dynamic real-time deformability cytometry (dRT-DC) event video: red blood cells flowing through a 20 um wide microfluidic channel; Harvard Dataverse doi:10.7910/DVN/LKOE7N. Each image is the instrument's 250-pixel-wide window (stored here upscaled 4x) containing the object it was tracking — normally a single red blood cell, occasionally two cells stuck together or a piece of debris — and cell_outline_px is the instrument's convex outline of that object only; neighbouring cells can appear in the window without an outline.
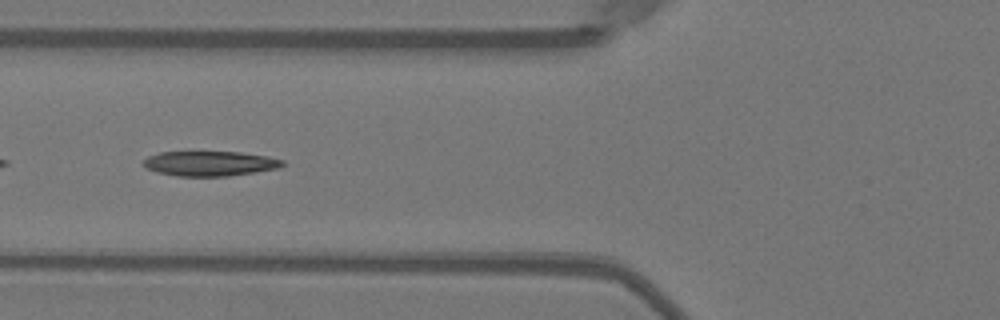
{"species": "Egyptian fruit bat (a non-hibernating species)", "species_latin": "Rousettus aegyptiacus", "temperature_condition": "warm", "stored_images_in_passage": 47, "camera_frame_rate_fps": 3000, "um_per_image_px": 0.085, "animal": {"sex": "female"}, "frame": {"image": 1, "passage_image": 16, "time_ms": 5.0, "image_size_px": [1000, 320], "cell_outline_px": [[284, 164], [280, 168], [228, 176], [176, 176], [156, 172], [144, 168], [144, 160], [148, 156], [160, 152], [240, 152], [268, 156], [284, 160]], "centroid_in_image_um": [17.84, 13.9], "position_along_channel_um": 108.0, "area_um2": 20.23}}
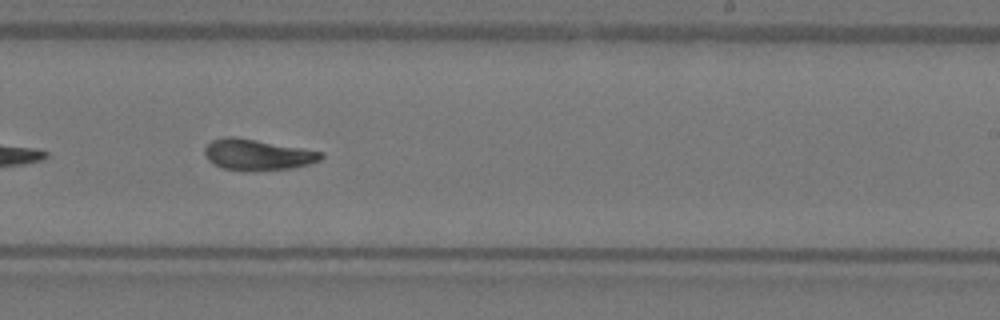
{"frame": {"image": 2, "passage_image": 28, "time_ms": 9.0, "image_size_px": [1000, 320], "cell_outline_px": [[324, 156], [320, 160], [308, 164], [292, 168], [256, 172], [244, 172], [224, 168], [212, 164], [208, 160], [204, 152], [204, 148], [212, 140], [224, 136], [236, 136], [324, 152]], "centroid_in_image_um": [21.86, 13.16], "position_along_channel_um": 267.1, "area_um2": 21.44}}
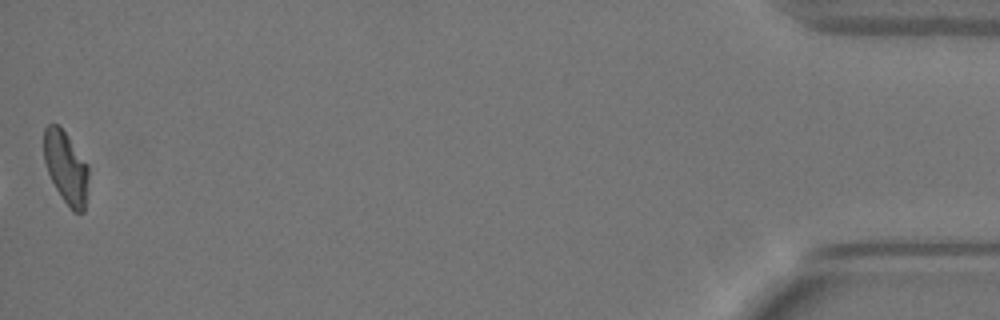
{"frame": {"image": 3, "passage_image": 47, "time_ms": 15.333, "image_size_px": [1000, 320], "cell_outline_px": [[88, 176], [84, 212], [72, 212], [56, 188], [48, 172], [44, 160], [44, 128], [48, 124], [56, 124], [64, 132], [88, 164]], "centroid_in_image_um": [5.6, 14.24], "position_along_channel_um": 429.6, "area_um2": 18.44}, "authors_computed_cell_mechanics": {"area_um2": 21.2704, "velocity_mm_per_s": 3.9868, "shape_relaxation_time_tau1_ms": 4.835, "shape_relaxation_time_tau2_ms": 2.2182, "deformation_change_tau1": 0.1956, "deformation_change_tau2": 0.0892}}